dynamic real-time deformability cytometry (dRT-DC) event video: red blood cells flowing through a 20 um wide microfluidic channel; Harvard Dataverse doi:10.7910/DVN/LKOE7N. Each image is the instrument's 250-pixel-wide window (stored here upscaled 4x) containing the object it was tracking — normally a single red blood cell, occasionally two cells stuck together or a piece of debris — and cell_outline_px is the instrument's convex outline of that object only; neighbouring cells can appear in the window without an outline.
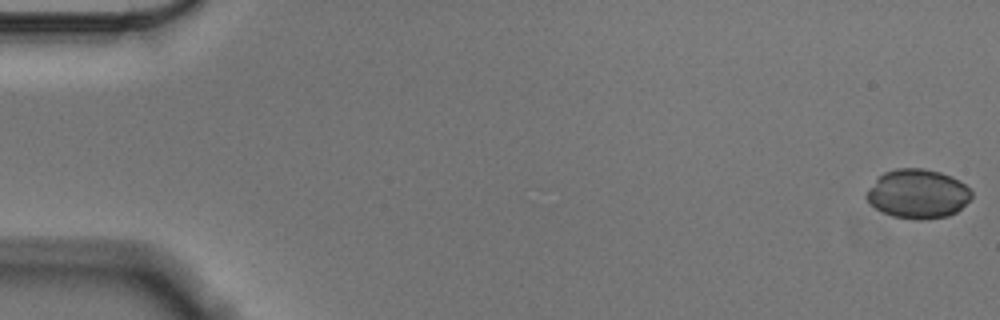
{"species": "Egyptian fruit bat (a non-hibernating species)", "species_latin": "Rousettus aegyptiacus", "temperature_condition": "cold", "stored_images_in_passage": 57, "camera_frame_rate_fps": 3000, "um_per_image_px": 0.085, "animal": {"sex": "male"}, "frame": {"image": 1, "passage_image": 1, "time_ms": 0.0, "image_size_px": [1000, 320], "cell_outline_px": [[972, 196], [956, 212], [948, 216], [920, 220], [916, 220], [892, 216], [868, 204], [864, 196], [868, 188], [884, 172], [896, 168], [920, 168], [940, 172], [952, 176], [960, 180], [972, 192]], "centroid_in_image_um": [77.98, 16.47], "position_along_channel_um": 7.0, "area_um2": 30.11}}
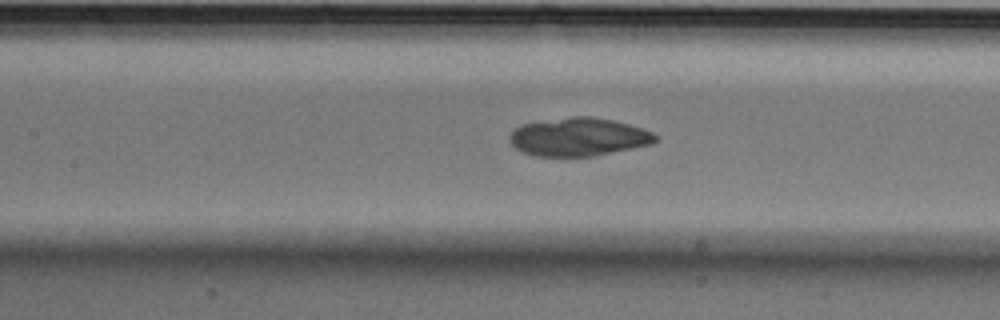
{"frame": {"image": 2, "passage_image": 26, "time_ms": 8.333, "image_size_px": [1000, 320], "cell_outline_px": [[656, 140], [652, 144], [596, 156], [532, 156], [516, 148], [508, 140], [508, 136], [520, 124], [572, 116], [592, 116], [612, 120], [628, 124], [652, 132], [656, 136]], "centroid_in_image_um": [49.15, 11.64], "position_along_channel_um": 158.2, "area_um2": 32.48}}
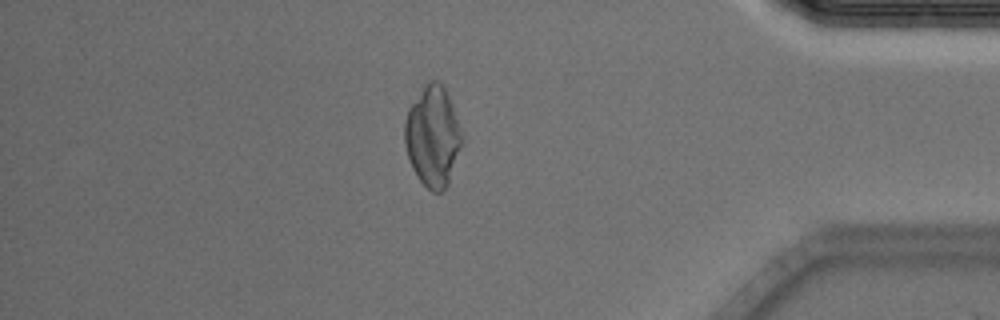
{"frame": {"image": 3, "passage_image": 49, "time_ms": 16.0, "image_size_px": [1000, 320], "cell_outline_px": [[460, 148], [448, 184], [440, 192], [432, 192], [420, 180], [412, 168], [404, 144], [404, 120], [408, 108], [424, 84], [428, 80], [436, 80], [444, 88], [448, 96], [460, 132]], "centroid_in_image_um": [36.72, 11.58], "position_along_channel_um": 398.5, "area_um2": 32.77}}